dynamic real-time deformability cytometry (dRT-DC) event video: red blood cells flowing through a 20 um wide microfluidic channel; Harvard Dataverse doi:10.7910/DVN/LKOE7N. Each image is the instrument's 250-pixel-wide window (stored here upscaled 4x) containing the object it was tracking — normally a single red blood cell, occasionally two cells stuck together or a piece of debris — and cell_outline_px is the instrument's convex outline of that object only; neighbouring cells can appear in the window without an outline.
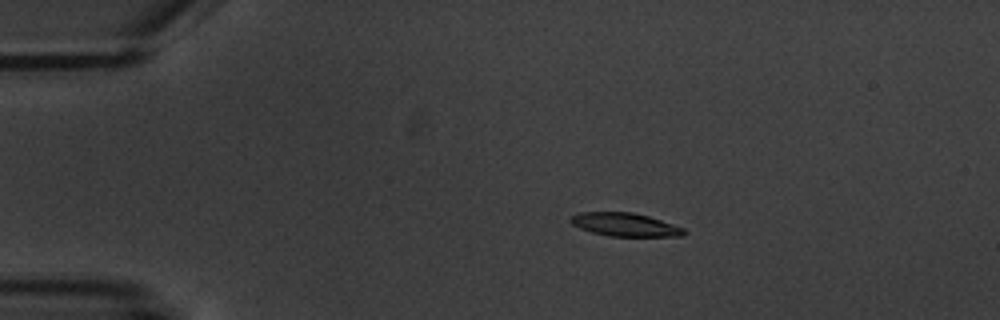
{"species": "common noctule bat (a hibernating species)", "species_latin": "Nyctalus noctula", "temperature_condition": "warm", "stored_images_in_passage": 7, "camera_frame_rate_fps": 3000, "um_per_image_px": 0.085, "animal": {"sex": "male", "body_mass_g": 20.1, "forearm_length_mm": 53.5}, "frame": {"image": 1, "passage_image": 4, "time_ms": 3.667, "image_size_px": [1000, 320], "cell_outline_px": [[688, 232], [684, 236], [608, 236], [592, 232], [580, 228], [572, 224], [568, 220], [572, 216], [580, 212], [632, 212], [648, 216], [684, 228]], "centroid_in_image_um": [53.13, 19.09], "position_along_channel_um": 31.9, "area_um2": 15.37}}
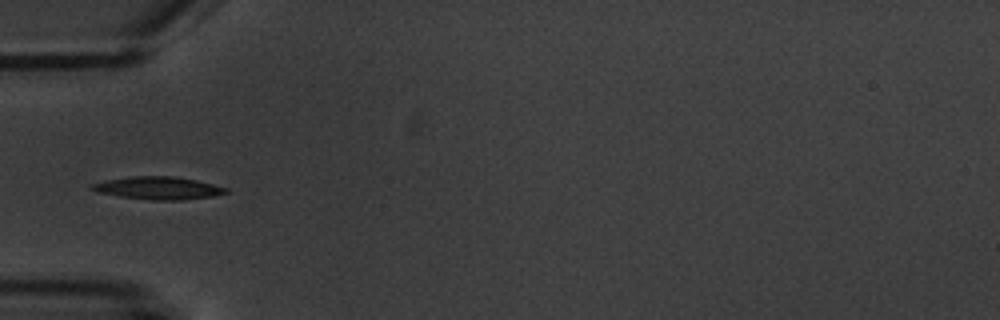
{"frame": {"image": 2, "passage_image": 6, "time_ms": 6.333, "image_size_px": [1000, 320], "cell_outline_px": [[228, 192], [212, 196], [180, 200], [152, 200], [120, 196], [96, 192], [88, 188], [92, 184], [104, 180], [128, 176], [176, 176], [196, 180], [228, 188]], "centroid_in_image_um": [13.4, 15.97], "position_along_channel_um": 71.6, "area_um2": 17.74}}